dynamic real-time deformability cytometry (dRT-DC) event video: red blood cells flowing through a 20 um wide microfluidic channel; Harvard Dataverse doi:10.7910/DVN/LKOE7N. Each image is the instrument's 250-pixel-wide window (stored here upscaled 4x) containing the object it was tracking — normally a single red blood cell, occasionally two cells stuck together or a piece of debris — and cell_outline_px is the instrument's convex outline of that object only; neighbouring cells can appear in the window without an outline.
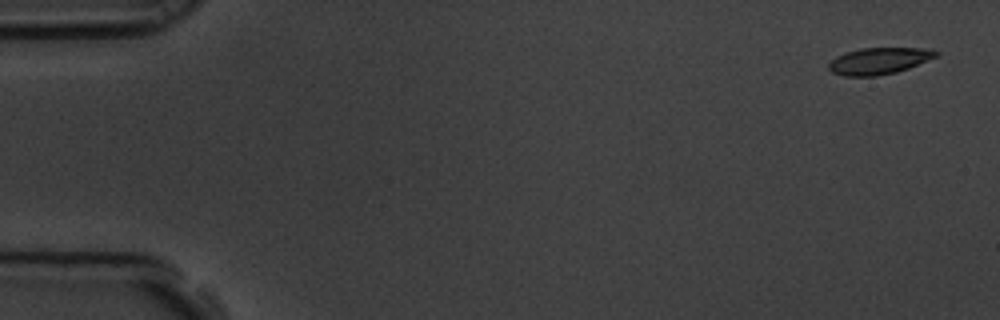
{"species": "common noctule bat (a hibernating species)", "species_latin": "Nyctalus noctula", "temperature_condition": "room temperature", "stored_images_in_passage": 7, "camera_frame_rate_fps": 3000, "um_per_image_px": 0.085, "animal": {"sex": "male", "body_mass_g": 19.5, "forearm_length_mm": 54.6}, "frame": {"image": 1, "passage_image": 1, "time_ms": 0.0, "image_size_px": [1000, 320], "cell_outline_px": [[940, 52], [936, 56], [908, 68], [896, 72], [876, 76], [844, 76], [832, 72], [828, 68], [828, 64], [836, 56], [860, 48], [932, 48]], "centroid_in_image_um": [74.71, 5.17], "position_along_channel_um": 10.3, "area_um2": 16.53}}
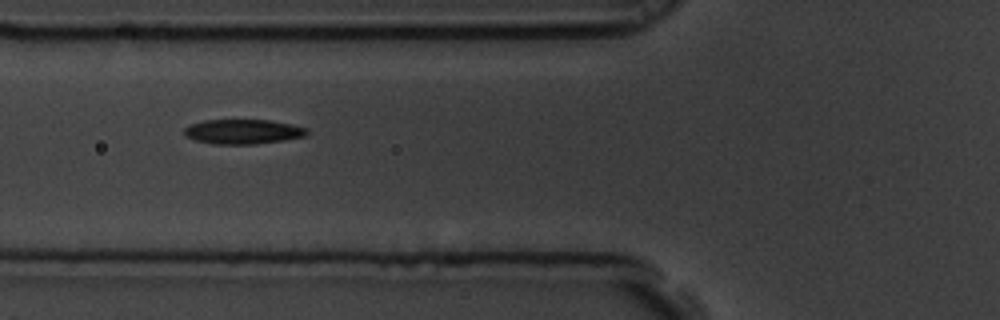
{"frame": {"image": 2, "passage_image": 6, "time_ms": 1.667, "image_size_px": [1000, 320], "cell_outline_px": [[308, 136], [284, 140], [252, 144], [212, 144], [196, 140], [184, 136], [184, 128], [188, 124], [204, 120], [272, 120], [292, 124], [308, 128]], "centroid_in_image_um": [20.66, 11.18], "position_along_channel_um": 105.1, "area_um2": 17.86}}
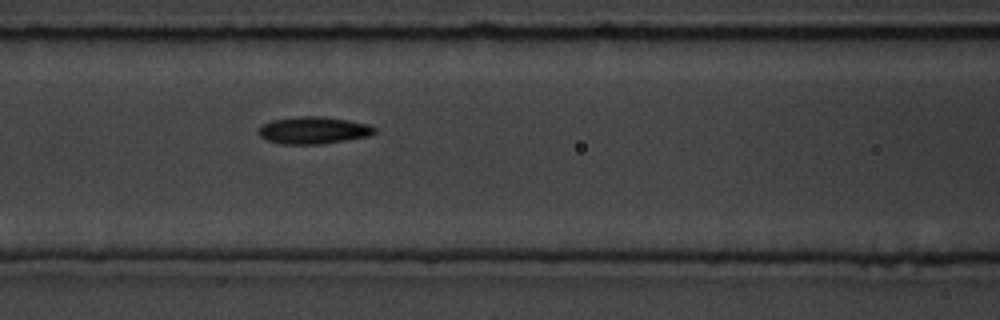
{"frame": {"image": 3, "passage_image": 7, "time_ms": 2.0, "image_size_px": [1000, 320], "cell_outline_px": [[376, 132], [368, 136], [320, 144], [280, 144], [268, 140], [260, 136], [256, 132], [264, 124], [272, 120], [292, 116], [320, 116], [348, 120], [368, 124], [376, 128]], "centroid_in_image_um": [26.62, 11.06], "position_along_channel_um": 140.0, "area_um2": 18.32}}